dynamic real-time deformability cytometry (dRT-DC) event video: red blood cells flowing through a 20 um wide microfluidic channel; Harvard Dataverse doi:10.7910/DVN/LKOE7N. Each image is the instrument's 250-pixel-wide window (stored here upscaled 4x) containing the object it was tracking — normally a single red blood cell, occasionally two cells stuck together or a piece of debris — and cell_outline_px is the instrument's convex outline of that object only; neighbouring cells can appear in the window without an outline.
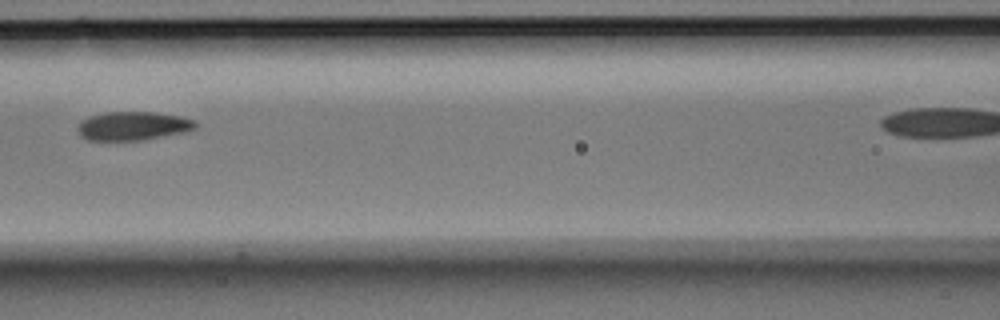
{"species": "Egyptian fruit bat (a non-hibernating species)", "species_latin": "Rousettus aegyptiacus", "temperature_condition": "room temperature", "stored_images_in_passage": 4, "segment_of_instrument_passage": [1, 2], "camera_frame_rate_fps": 3000, "um_per_image_px": 0.085, "animal": {"sex": "male"}, "frame": {"image": 1, "passage_image": 3, "time_ms": 0.667, "image_size_px": [1000, 320], "cell_outline_px": [[200, 124], [196, 128], [184, 132], [144, 140], [88, 140], [80, 136], [76, 128], [88, 116], [104, 112], [156, 112], [180, 116], [196, 120]], "centroid_in_image_um": [11.34, 10.7], "position_along_channel_um": 155.3, "area_um2": 19.88}}